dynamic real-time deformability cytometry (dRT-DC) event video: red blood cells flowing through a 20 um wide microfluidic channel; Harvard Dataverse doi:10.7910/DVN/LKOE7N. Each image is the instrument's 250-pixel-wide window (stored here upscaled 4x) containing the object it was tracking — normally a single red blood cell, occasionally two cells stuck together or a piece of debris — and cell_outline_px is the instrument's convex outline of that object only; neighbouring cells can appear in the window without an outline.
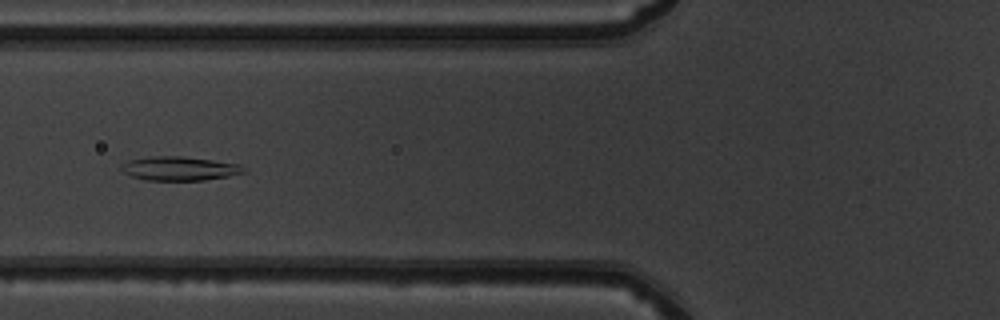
{"species": "common noctule bat (a hibernating species)", "species_latin": "Nyctalus noctula", "temperature_condition": "warm", "stored_images_in_passage": 43, "camera_frame_rate_fps": 3000, "um_per_image_px": 0.085, "animal": {"sex": "male", "body_mass_g": 19.5, "forearm_length_mm": 54.6}, "frame": {"image": 1, "passage_image": 12, "time_ms": 3.667, "image_size_px": [1000, 320], "cell_outline_px": [[244, 172], [228, 176], [204, 180], [144, 180], [132, 176], [124, 172], [120, 168], [120, 164], [128, 160], [152, 156], [180, 156], [212, 160], [240, 164], [244, 168]], "centroid_in_image_um": [15.21, 14.32], "position_along_channel_um": 110.6, "area_um2": 16.99}}
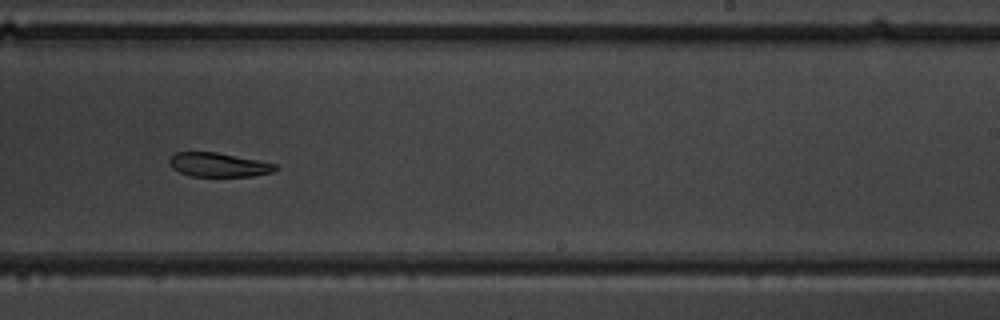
{"frame": {"image": 2, "passage_image": 24, "time_ms": 7.667, "image_size_px": [1000, 320], "cell_outline_px": [[276, 168], [272, 172], [252, 176], [192, 176], [180, 172], [172, 168], [168, 164], [168, 160], [176, 152], [216, 152], [276, 164]], "centroid_in_image_um": [18.52, 14.01], "position_along_channel_um": 270.5, "area_um2": 14.62}}
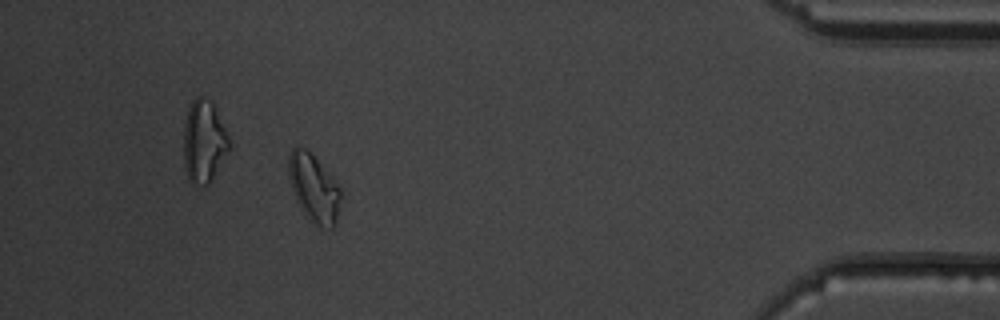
{"frame": {"image": 3, "passage_image": 38, "time_ms": 12.333, "image_size_px": [1000, 320], "cell_outline_px": [[340, 196], [336, 220], [332, 228], [320, 228], [300, 208], [296, 200], [288, 180], [288, 156], [292, 148], [304, 148], [332, 176], [340, 188]], "centroid_in_image_um": [26.64, 15.99], "position_along_channel_um": 408.6, "area_um2": 20.11}, "authors_computed_cell_mechanics": {"area_um2": 17.1088, "velocity_mm_per_s": 4.0017, "shape_relaxation_time_tau1_ms": 7.0612, "shape_relaxation_time_tau2_ms": null, "deformation_change_tau1": 0.1538, "deformation_change_tau2": null}}